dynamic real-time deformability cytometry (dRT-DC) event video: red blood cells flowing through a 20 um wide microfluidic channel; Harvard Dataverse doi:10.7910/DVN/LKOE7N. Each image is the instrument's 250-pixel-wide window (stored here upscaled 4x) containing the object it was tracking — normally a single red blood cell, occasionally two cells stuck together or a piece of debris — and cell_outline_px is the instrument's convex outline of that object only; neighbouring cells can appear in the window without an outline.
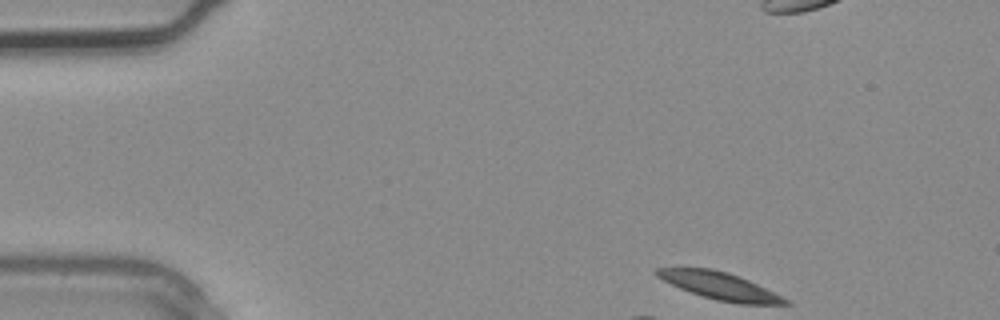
{"species": "common noctule bat (a hibernating species)", "species_latin": "Nyctalus noctula", "temperature_condition": "warm", "stored_images_in_passage": 2, "camera_frame_rate_fps": 3000, "um_per_image_px": 0.085, "animal": {"sex": "male", "body_mass_g": 20.4}, "frame": {"image": 1, "passage_image": 1, "time_ms": 0.0, "image_size_px": [1000, 320], "cell_outline_px": [[792, 304], [740, 304], [716, 300], [680, 288], [656, 276], [652, 272], [656, 268], [712, 268], [728, 272], [740, 276], [788, 300]], "centroid_in_image_um": [61.14, 24.29], "position_along_channel_um": 23.9, "area_um2": 20.06}}
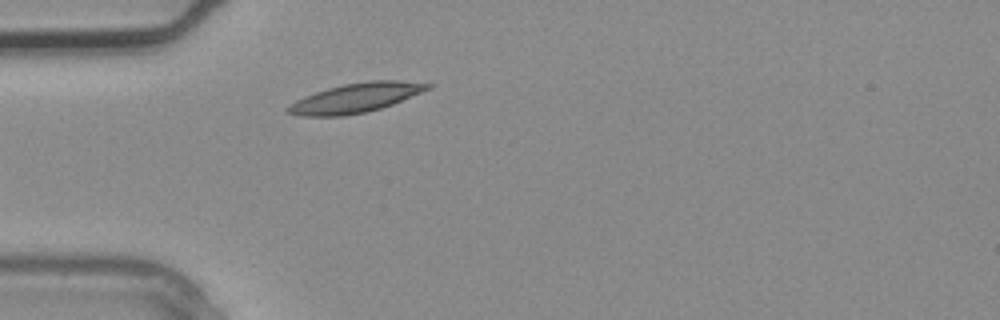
{"frame": {"image": 2, "passage_image": 2, "time_ms": 0.333, "image_size_px": [1000, 320], "cell_outline_px": [[432, 88], [392, 104], [380, 108], [364, 112], [344, 116], [300, 116], [284, 112], [284, 108], [296, 100], [304, 96], [328, 88], [344, 84], [368, 80], [400, 80], [432, 84]], "centroid_in_image_um": [30.2, 8.32], "position_along_channel_um": 54.8, "area_um2": 23.93}}